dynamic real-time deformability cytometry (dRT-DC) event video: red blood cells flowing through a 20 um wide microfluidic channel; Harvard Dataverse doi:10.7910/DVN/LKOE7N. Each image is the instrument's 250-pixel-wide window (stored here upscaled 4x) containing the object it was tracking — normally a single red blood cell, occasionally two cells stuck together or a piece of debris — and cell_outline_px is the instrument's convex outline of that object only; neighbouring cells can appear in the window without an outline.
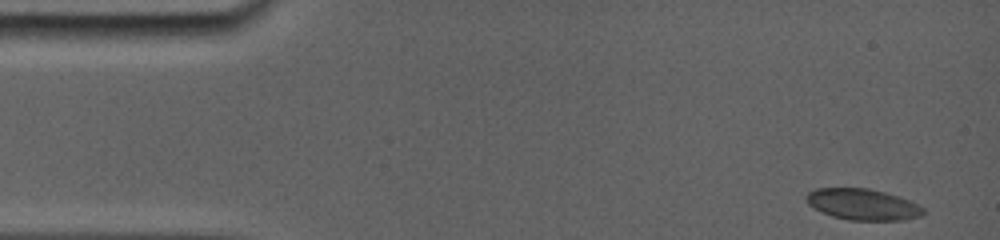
{"species": "common noctule bat (a hibernating species)", "species_latin": "Nyctalus noctula", "temperature_condition": "room temperature", "stored_images_in_passage": 31, "camera_frame_rate_fps": 5000, "um_per_image_px": 0.085, "animal": {"sex": "female", "body_mass_g": 19.0, "forearm_length_mm": 56.7}, "frame": {"image": 1, "passage_image": 1, "time_ms": 0.0, "image_size_px": [1000, 240], "cell_outline_px": [[924, 212], [920, 216], [904, 220], [848, 220], [832, 216], [812, 208], [804, 200], [804, 196], [808, 192], [816, 188], [868, 188], [900, 196], [924, 208]], "centroid_in_image_um": [73.28, 17.37], "position_along_channel_um": 11.7, "area_um2": 21.39}}
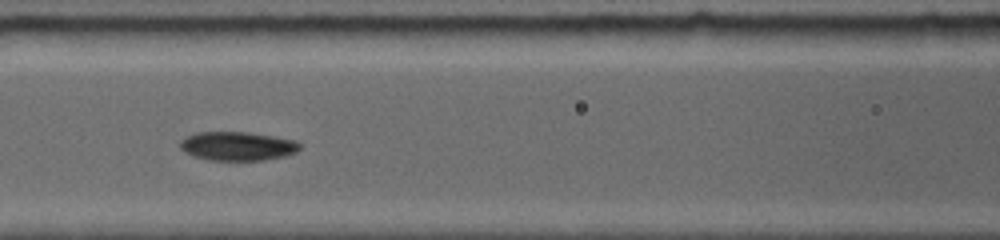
{"frame": {"image": 2, "passage_image": 14, "time_ms": 6.2, "image_size_px": [1000, 240], "cell_outline_px": [[300, 148], [296, 152], [284, 156], [264, 160], [208, 160], [184, 152], [180, 148], [180, 144], [188, 136], [200, 132], [244, 132], [292, 140], [300, 144]], "centroid_in_image_um": [20.18, 12.43], "position_along_channel_um": 146.4, "area_um2": 19.59}}
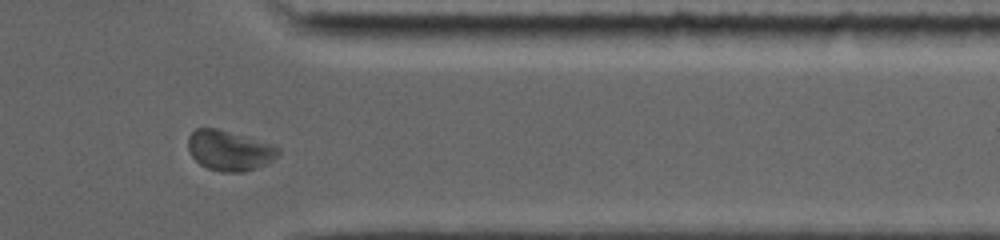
{"frame": {"image": 3, "passage_image": 27, "time_ms": 12.6, "image_size_px": [1000, 240], "cell_outline_px": [[280, 152], [272, 160], [256, 168], [244, 172], [224, 172], [208, 168], [200, 164], [192, 156], [188, 148], [188, 136], [196, 128], [216, 128], [276, 144], [280, 148]], "centroid_in_image_um": [19.52, 12.78], "position_along_channel_um": 391.9, "area_um2": 21.15}, "authors_computed_cell_mechanics": {"area_um2": 20.23, "velocity_mm_per_s": 3.8381, "shape_relaxation_time_tau1_ms": 9.3344, "shape_relaxation_time_tau2_ms": 2.7227, "deformation_change_tau1": 0.1683, "deformation_change_tau2": 0.0616}}